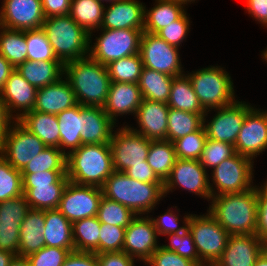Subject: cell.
<instances>
[{"label": "cell", "mask_w": 267, "mask_h": 266, "mask_svg": "<svg viewBox=\"0 0 267 266\" xmlns=\"http://www.w3.org/2000/svg\"><path fill=\"white\" fill-rule=\"evenodd\" d=\"M260 185L258 184L257 186L258 213L256 235L267 244V179Z\"/></svg>", "instance_id": "54"}, {"label": "cell", "mask_w": 267, "mask_h": 266, "mask_svg": "<svg viewBox=\"0 0 267 266\" xmlns=\"http://www.w3.org/2000/svg\"><path fill=\"white\" fill-rule=\"evenodd\" d=\"M68 182L67 175H63L52 185H35V188H23V195L31 209H57Z\"/></svg>", "instance_id": "33"}, {"label": "cell", "mask_w": 267, "mask_h": 266, "mask_svg": "<svg viewBox=\"0 0 267 266\" xmlns=\"http://www.w3.org/2000/svg\"><path fill=\"white\" fill-rule=\"evenodd\" d=\"M178 47L168 44L157 34L142 32L139 54L143 66L172 77L185 74Z\"/></svg>", "instance_id": "12"}, {"label": "cell", "mask_w": 267, "mask_h": 266, "mask_svg": "<svg viewBox=\"0 0 267 266\" xmlns=\"http://www.w3.org/2000/svg\"><path fill=\"white\" fill-rule=\"evenodd\" d=\"M98 1H100L103 4H104V2H106L105 4H108V3L111 4V3H114V2L119 1V0H98Z\"/></svg>", "instance_id": "70"}, {"label": "cell", "mask_w": 267, "mask_h": 266, "mask_svg": "<svg viewBox=\"0 0 267 266\" xmlns=\"http://www.w3.org/2000/svg\"><path fill=\"white\" fill-rule=\"evenodd\" d=\"M125 229L106 223L100 225L99 254L123 251Z\"/></svg>", "instance_id": "50"}, {"label": "cell", "mask_w": 267, "mask_h": 266, "mask_svg": "<svg viewBox=\"0 0 267 266\" xmlns=\"http://www.w3.org/2000/svg\"><path fill=\"white\" fill-rule=\"evenodd\" d=\"M66 164L67 156L59 148L47 147L25 166L21 174L66 171Z\"/></svg>", "instance_id": "41"}, {"label": "cell", "mask_w": 267, "mask_h": 266, "mask_svg": "<svg viewBox=\"0 0 267 266\" xmlns=\"http://www.w3.org/2000/svg\"><path fill=\"white\" fill-rule=\"evenodd\" d=\"M246 101L238 99L225 107L207 110L203 116V126L206 131L207 138L220 142H227L235 145L238 134L245 120L247 113L254 107ZM214 111L213 117L208 114Z\"/></svg>", "instance_id": "11"}, {"label": "cell", "mask_w": 267, "mask_h": 266, "mask_svg": "<svg viewBox=\"0 0 267 266\" xmlns=\"http://www.w3.org/2000/svg\"><path fill=\"white\" fill-rule=\"evenodd\" d=\"M245 4L249 16L267 29V0H245Z\"/></svg>", "instance_id": "59"}, {"label": "cell", "mask_w": 267, "mask_h": 266, "mask_svg": "<svg viewBox=\"0 0 267 266\" xmlns=\"http://www.w3.org/2000/svg\"><path fill=\"white\" fill-rule=\"evenodd\" d=\"M77 104L74 91L62 77L56 83L37 89L34 111L57 115Z\"/></svg>", "instance_id": "25"}, {"label": "cell", "mask_w": 267, "mask_h": 266, "mask_svg": "<svg viewBox=\"0 0 267 266\" xmlns=\"http://www.w3.org/2000/svg\"><path fill=\"white\" fill-rule=\"evenodd\" d=\"M16 70L37 89L59 81L64 75L61 61H28L19 64Z\"/></svg>", "instance_id": "29"}, {"label": "cell", "mask_w": 267, "mask_h": 266, "mask_svg": "<svg viewBox=\"0 0 267 266\" xmlns=\"http://www.w3.org/2000/svg\"><path fill=\"white\" fill-rule=\"evenodd\" d=\"M267 244L256 234L230 235L215 266H253Z\"/></svg>", "instance_id": "21"}, {"label": "cell", "mask_w": 267, "mask_h": 266, "mask_svg": "<svg viewBox=\"0 0 267 266\" xmlns=\"http://www.w3.org/2000/svg\"><path fill=\"white\" fill-rule=\"evenodd\" d=\"M254 162L251 158L235 153L223 160L209 173L211 197L242 193L255 185Z\"/></svg>", "instance_id": "7"}, {"label": "cell", "mask_w": 267, "mask_h": 266, "mask_svg": "<svg viewBox=\"0 0 267 266\" xmlns=\"http://www.w3.org/2000/svg\"><path fill=\"white\" fill-rule=\"evenodd\" d=\"M140 54L115 60L107 65L111 82L138 84L143 69Z\"/></svg>", "instance_id": "40"}, {"label": "cell", "mask_w": 267, "mask_h": 266, "mask_svg": "<svg viewBox=\"0 0 267 266\" xmlns=\"http://www.w3.org/2000/svg\"><path fill=\"white\" fill-rule=\"evenodd\" d=\"M253 266H267V248L256 259L255 264Z\"/></svg>", "instance_id": "66"}, {"label": "cell", "mask_w": 267, "mask_h": 266, "mask_svg": "<svg viewBox=\"0 0 267 266\" xmlns=\"http://www.w3.org/2000/svg\"><path fill=\"white\" fill-rule=\"evenodd\" d=\"M23 195L21 171L0 155V202Z\"/></svg>", "instance_id": "44"}, {"label": "cell", "mask_w": 267, "mask_h": 266, "mask_svg": "<svg viewBox=\"0 0 267 266\" xmlns=\"http://www.w3.org/2000/svg\"><path fill=\"white\" fill-rule=\"evenodd\" d=\"M207 135L204 126L173 141L177 159L199 160L204 150Z\"/></svg>", "instance_id": "45"}, {"label": "cell", "mask_w": 267, "mask_h": 266, "mask_svg": "<svg viewBox=\"0 0 267 266\" xmlns=\"http://www.w3.org/2000/svg\"><path fill=\"white\" fill-rule=\"evenodd\" d=\"M16 68L0 54V93L4 89L5 82Z\"/></svg>", "instance_id": "63"}, {"label": "cell", "mask_w": 267, "mask_h": 266, "mask_svg": "<svg viewBox=\"0 0 267 266\" xmlns=\"http://www.w3.org/2000/svg\"><path fill=\"white\" fill-rule=\"evenodd\" d=\"M97 258L98 266H136L135 262H137L124 251L104 252L97 254Z\"/></svg>", "instance_id": "56"}, {"label": "cell", "mask_w": 267, "mask_h": 266, "mask_svg": "<svg viewBox=\"0 0 267 266\" xmlns=\"http://www.w3.org/2000/svg\"><path fill=\"white\" fill-rule=\"evenodd\" d=\"M235 153L234 145L207 138L199 162L210 172V169L213 170L223 160L233 156Z\"/></svg>", "instance_id": "48"}, {"label": "cell", "mask_w": 267, "mask_h": 266, "mask_svg": "<svg viewBox=\"0 0 267 266\" xmlns=\"http://www.w3.org/2000/svg\"><path fill=\"white\" fill-rule=\"evenodd\" d=\"M14 256L15 254H13L12 252L0 250V266H9Z\"/></svg>", "instance_id": "64"}, {"label": "cell", "mask_w": 267, "mask_h": 266, "mask_svg": "<svg viewBox=\"0 0 267 266\" xmlns=\"http://www.w3.org/2000/svg\"><path fill=\"white\" fill-rule=\"evenodd\" d=\"M115 128L110 140L113 169L124 172L138 164H148L146 159L150 148V140L132 130L128 125Z\"/></svg>", "instance_id": "10"}, {"label": "cell", "mask_w": 267, "mask_h": 266, "mask_svg": "<svg viewBox=\"0 0 267 266\" xmlns=\"http://www.w3.org/2000/svg\"><path fill=\"white\" fill-rule=\"evenodd\" d=\"M42 29L63 64L89 56L90 34L69 15L45 18Z\"/></svg>", "instance_id": "5"}, {"label": "cell", "mask_w": 267, "mask_h": 266, "mask_svg": "<svg viewBox=\"0 0 267 266\" xmlns=\"http://www.w3.org/2000/svg\"><path fill=\"white\" fill-rule=\"evenodd\" d=\"M102 188L68 182L57 208L71 223L97 215Z\"/></svg>", "instance_id": "15"}, {"label": "cell", "mask_w": 267, "mask_h": 266, "mask_svg": "<svg viewBox=\"0 0 267 266\" xmlns=\"http://www.w3.org/2000/svg\"><path fill=\"white\" fill-rule=\"evenodd\" d=\"M63 77L71 85L77 103L104 107L111 84L107 66L88 56L65 63Z\"/></svg>", "instance_id": "2"}, {"label": "cell", "mask_w": 267, "mask_h": 266, "mask_svg": "<svg viewBox=\"0 0 267 266\" xmlns=\"http://www.w3.org/2000/svg\"><path fill=\"white\" fill-rule=\"evenodd\" d=\"M188 230L193 236L201 262L214 265L222 256L230 234L208 211L200 215L191 213Z\"/></svg>", "instance_id": "9"}, {"label": "cell", "mask_w": 267, "mask_h": 266, "mask_svg": "<svg viewBox=\"0 0 267 266\" xmlns=\"http://www.w3.org/2000/svg\"><path fill=\"white\" fill-rule=\"evenodd\" d=\"M144 6L145 3L138 0H119L105 5L101 28L144 29Z\"/></svg>", "instance_id": "23"}, {"label": "cell", "mask_w": 267, "mask_h": 266, "mask_svg": "<svg viewBox=\"0 0 267 266\" xmlns=\"http://www.w3.org/2000/svg\"><path fill=\"white\" fill-rule=\"evenodd\" d=\"M176 159L173 142L168 140H150L146 161L163 182L170 176Z\"/></svg>", "instance_id": "37"}, {"label": "cell", "mask_w": 267, "mask_h": 266, "mask_svg": "<svg viewBox=\"0 0 267 266\" xmlns=\"http://www.w3.org/2000/svg\"><path fill=\"white\" fill-rule=\"evenodd\" d=\"M145 266H198L195 262L178 255L174 251L159 246L151 255Z\"/></svg>", "instance_id": "53"}, {"label": "cell", "mask_w": 267, "mask_h": 266, "mask_svg": "<svg viewBox=\"0 0 267 266\" xmlns=\"http://www.w3.org/2000/svg\"><path fill=\"white\" fill-rule=\"evenodd\" d=\"M20 228L0 227V250L18 255Z\"/></svg>", "instance_id": "57"}, {"label": "cell", "mask_w": 267, "mask_h": 266, "mask_svg": "<svg viewBox=\"0 0 267 266\" xmlns=\"http://www.w3.org/2000/svg\"><path fill=\"white\" fill-rule=\"evenodd\" d=\"M114 172L107 144H84L67 156L66 174L70 182L102 188Z\"/></svg>", "instance_id": "4"}, {"label": "cell", "mask_w": 267, "mask_h": 266, "mask_svg": "<svg viewBox=\"0 0 267 266\" xmlns=\"http://www.w3.org/2000/svg\"><path fill=\"white\" fill-rule=\"evenodd\" d=\"M124 173L141 182L164 183L148 164H138L128 168Z\"/></svg>", "instance_id": "58"}, {"label": "cell", "mask_w": 267, "mask_h": 266, "mask_svg": "<svg viewBox=\"0 0 267 266\" xmlns=\"http://www.w3.org/2000/svg\"><path fill=\"white\" fill-rule=\"evenodd\" d=\"M62 266H98L97 254L94 252L72 251Z\"/></svg>", "instance_id": "60"}, {"label": "cell", "mask_w": 267, "mask_h": 266, "mask_svg": "<svg viewBox=\"0 0 267 266\" xmlns=\"http://www.w3.org/2000/svg\"><path fill=\"white\" fill-rule=\"evenodd\" d=\"M167 236L169 243L160 245L165 250L174 251L178 255L195 262L198 266L204 265L199 259L193 236L188 228L183 232L171 233Z\"/></svg>", "instance_id": "47"}, {"label": "cell", "mask_w": 267, "mask_h": 266, "mask_svg": "<svg viewBox=\"0 0 267 266\" xmlns=\"http://www.w3.org/2000/svg\"><path fill=\"white\" fill-rule=\"evenodd\" d=\"M66 171H44L32 174H22L23 188H35V185L55 184Z\"/></svg>", "instance_id": "55"}, {"label": "cell", "mask_w": 267, "mask_h": 266, "mask_svg": "<svg viewBox=\"0 0 267 266\" xmlns=\"http://www.w3.org/2000/svg\"><path fill=\"white\" fill-rule=\"evenodd\" d=\"M81 143L107 144L110 143L116 125L102 107L82 106Z\"/></svg>", "instance_id": "24"}, {"label": "cell", "mask_w": 267, "mask_h": 266, "mask_svg": "<svg viewBox=\"0 0 267 266\" xmlns=\"http://www.w3.org/2000/svg\"><path fill=\"white\" fill-rule=\"evenodd\" d=\"M173 78L165 73L143 67L138 83L143 99L167 103Z\"/></svg>", "instance_id": "35"}, {"label": "cell", "mask_w": 267, "mask_h": 266, "mask_svg": "<svg viewBox=\"0 0 267 266\" xmlns=\"http://www.w3.org/2000/svg\"><path fill=\"white\" fill-rule=\"evenodd\" d=\"M150 215H136L125 229L123 251L143 265L161 245Z\"/></svg>", "instance_id": "16"}, {"label": "cell", "mask_w": 267, "mask_h": 266, "mask_svg": "<svg viewBox=\"0 0 267 266\" xmlns=\"http://www.w3.org/2000/svg\"><path fill=\"white\" fill-rule=\"evenodd\" d=\"M203 126V116L169 108L167 140H174L199 130Z\"/></svg>", "instance_id": "39"}, {"label": "cell", "mask_w": 267, "mask_h": 266, "mask_svg": "<svg viewBox=\"0 0 267 266\" xmlns=\"http://www.w3.org/2000/svg\"><path fill=\"white\" fill-rule=\"evenodd\" d=\"M235 151L253 161L267 150V110L255 106L247 113L242 124Z\"/></svg>", "instance_id": "17"}, {"label": "cell", "mask_w": 267, "mask_h": 266, "mask_svg": "<svg viewBox=\"0 0 267 266\" xmlns=\"http://www.w3.org/2000/svg\"><path fill=\"white\" fill-rule=\"evenodd\" d=\"M167 104L169 108L201 114L202 116L206 113L186 73L173 78Z\"/></svg>", "instance_id": "32"}, {"label": "cell", "mask_w": 267, "mask_h": 266, "mask_svg": "<svg viewBox=\"0 0 267 266\" xmlns=\"http://www.w3.org/2000/svg\"><path fill=\"white\" fill-rule=\"evenodd\" d=\"M69 253L68 249L44 246L27 258L31 266H62Z\"/></svg>", "instance_id": "51"}, {"label": "cell", "mask_w": 267, "mask_h": 266, "mask_svg": "<svg viewBox=\"0 0 267 266\" xmlns=\"http://www.w3.org/2000/svg\"><path fill=\"white\" fill-rule=\"evenodd\" d=\"M56 116L60 128V150L68 156L82 145L81 104L77 103Z\"/></svg>", "instance_id": "31"}, {"label": "cell", "mask_w": 267, "mask_h": 266, "mask_svg": "<svg viewBox=\"0 0 267 266\" xmlns=\"http://www.w3.org/2000/svg\"><path fill=\"white\" fill-rule=\"evenodd\" d=\"M45 210L30 209L20 226L18 256L28 257L45 246Z\"/></svg>", "instance_id": "26"}, {"label": "cell", "mask_w": 267, "mask_h": 266, "mask_svg": "<svg viewBox=\"0 0 267 266\" xmlns=\"http://www.w3.org/2000/svg\"><path fill=\"white\" fill-rule=\"evenodd\" d=\"M173 208H167L166 212L158 215L157 217H152L153 215H150L158 236L183 232L188 228V220L191 214L185 213L186 215L182 217L179 213V208L177 206H173ZM179 216L182 218L180 219ZM179 221H181L183 225H181Z\"/></svg>", "instance_id": "46"}, {"label": "cell", "mask_w": 267, "mask_h": 266, "mask_svg": "<svg viewBox=\"0 0 267 266\" xmlns=\"http://www.w3.org/2000/svg\"><path fill=\"white\" fill-rule=\"evenodd\" d=\"M46 18L69 15L71 0H41Z\"/></svg>", "instance_id": "61"}, {"label": "cell", "mask_w": 267, "mask_h": 266, "mask_svg": "<svg viewBox=\"0 0 267 266\" xmlns=\"http://www.w3.org/2000/svg\"><path fill=\"white\" fill-rule=\"evenodd\" d=\"M15 120L9 115L5 103L0 95V143Z\"/></svg>", "instance_id": "62"}, {"label": "cell", "mask_w": 267, "mask_h": 266, "mask_svg": "<svg viewBox=\"0 0 267 266\" xmlns=\"http://www.w3.org/2000/svg\"><path fill=\"white\" fill-rule=\"evenodd\" d=\"M176 1H181V2L185 3V4L187 5V7H188V5L191 4V3H196V2H195L196 0H176ZM197 1H198V0H197Z\"/></svg>", "instance_id": "69"}, {"label": "cell", "mask_w": 267, "mask_h": 266, "mask_svg": "<svg viewBox=\"0 0 267 266\" xmlns=\"http://www.w3.org/2000/svg\"><path fill=\"white\" fill-rule=\"evenodd\" d=\"M261 58H262V60H264L265 61V63H267V47H266V49H264L263 51H261Z\"/></svg>", "instance_id": "68"}, {"label": "cell", "mask_w": 267, "mask_h": 266, "mask_svg": "<svg viewBox=\"0 0 267 266\" xmlns=\"http://www.w3.org/2000/svg\"><path fill=\"white\" fill-rule=\"evenodd\" d=\"M202 107L207 111L234 103L238 98L231 75L225 67L208 66L186 74Z\"/></svg>", "instance_id": "6"}, {"label": "cell", "mask_w": 267, "mask_h": 266, "mask_svg": "<svg viewBox=\"0 0 267 266\" xmlns=\"http://www.w3.org/2000/svg\"><path fill=\"white\" fill-rule=\"evenodd\" d=\"M47 146L19 121H14L2 142L0 155L15 169L22 171L25 166Z\"/></svg>", "instance_id": "13"}, {"label": "cell", "mask_w": 267, "mask_h": 266, "mask_svg": "<svg viewBox=\"0 0 267 266\" xmlns=\"http://www.w3.org/2000/svg\"><path fill=\"white\" fill-rule=\"evenodd\" d=\"M25 31L0 26V54L15 68L27 60Z\"/></svg>", "instance_id": "38"}, {"label": "cell", "mask_w": 267, "mask_h": 266, "mask_svg": "<svg viewBox=\"0 0 267 266\" xmlns=\"http://www.w3.org/2000/svg\"><path fill=\"white\" fill-rule=\"evenodd\" d=\"M45 246L75 251L72 238V223L58 209L45 210Z\"/></svg>", "instance_id": "28"}, {"label": "cell", "mask_w": 267, "mask_h": 266, "mask_svg": "<svg viewBox=\"0 0 267 266\" xmlns=\"http://www.w3.org/2000/svg\"><path fill=\"white\" fill-rule=\"evenodd\" d=\"M102 190L104 197L121 203L135 215H150L165 198L164 183L141 182L117 171L106 179Z\"/></svg>", "instance_id": "3"}, {"label": "cell", "mask_w": 267, "mask_h": 266, "mask_svg": "<svg viewBox=\"0 0 267 266\" xmlns=\"http://www.w3.org/2000/svg\"><path fill=\"white\" fill-rule=\"evenodd\" d=\"M36 94L37 88L28 83L16 69L10 74L0 93L9 115L15 121L33 110Z\"/></svg>", "instance_id": "20"}, {"label": "cell", "mask_w": 267, "mask_h": 266, "mask_svg": "<svg viewBox=\"0 0 267 266\" xmlns=\"http://www.w3.org/2000/svg\"><path fill=\"white\" fill-rule=\"evenodd\" d=\"M100 225L101 223L96 216L72 223V238L75 251L99 254Z\"/></svg>", "instance_id": "36"}, {"label": "cell", "mask_w": 267, "mask_h": 266, "mask_svg": "<svg viewBox=\"0 0 267 266\" xmlns=\"http://www.w3.org/2000/svg\"><path fill=\"white\" fill-rule=\"evenodd\" d=\"M154 6H144V32L156 34L178 20L186 12V4L176 0H155Z\"/></svg>", "instance_id": "27"}, {"label": "cell", "mask_w": 267, "mask_h": 266, "mask_svg": "<svg viewBox=\"0 0 267 266\" xmlns=\"http://www.w3.org/2000/svg\"><path fill=\"white\" fill-rule=\"evenodd\" d=\"M28 61H60L42 28L25 30Z\"/></svg>", "instance_id": "43"}, {"label": "cell", "mask_w": 267, "mask_h": 266, "mask_svg": "<svg viewBox=\"0 0 267 266\" xmlns=\"http://www.w3.org/2000/svg\"><path fill=\"white\" fill-rule=\"evenodd\" d=\"M209 172L199 160L176 159L170 176L164 182V196L175 189L186 190L198 197L210 201Z\"/></svg>", "instance_id": "14"}, {"label": "cell", "mask_w": 267, "mask_h": 266, "mask_svg": "<svg viewBox=\"0 0 267 266\" xmlns=\"http://www.w3.org/2000/svg\"><path fill=\"white\" fill-rule=\"evenodd\" d=\"M144 29H97L94 42L90 39L89 56L107 66L111 62L139 53Z\"/></svg>", "instance_id": "8"}, {"label": "cell", "mask_w": 267, "mask_h": 266, "mask_svg": "<svg viewBox=\"0 0 267 266\" xmlns=\"http://www.w3.org/2000/svg\"><path fill=\"white\" fill-rule=\"evenodd\" d=\"M21 223L17 221L0 220V227L20 228Z\"/></svg>", "instance_id": "67"}, {"label": "cell", "mask_w": 267, "mask_h": 266, "mask_svg": "<svg viewBox=\"0 0 267 266\" xmlns=\"http://www.w3.org/2000/svg\"><path fill=\"white\" fill-rule=\"evenodd\" d=\"M136 215L126 206L116 201L102 197L97 211L100 223L127 228Z\"/></svg>", "instance_id": "42"}, {"label": "cell", "mask_w": 267, "mask_h": 266, "mask_svg": "<svg viewBox=\"0 0 267 266\" xmlns=\"http://www.w3.org/2000/svg\"><path fill=\"white\" fill-rule=\"evenodd\" d=\"M105 4L98 0H71L69 16L90 34L101 28Z\"/></svg>", "instance_id": "34"}, {"label": "cell", "mask_w": 267, "mask_h": 266, "mask_svg": "<svg viewBox=\"0 0 267 266\" xmlns=\"http://www.w3.org/2000/svg\"><path fill=\"white\" fill-rule=\"evenodd\" d=\"M187 11L176 21L159 30L156 34L168 44L182 47V43L187 40L188 33H190L191 23Z\"/></svg>", "instance_id": "49"}, {"label": "cell", "mask_w": 267, "mask_h": 266, "mask_svg": "<svg viewBox=\"0 0 267 266\" xmlns=\"http://www.w3.org/2000/svg\"><path fill=\"white\" fill-rule=\"evenodd\" d=\"M18 121L47 147L60 149V128L56 115L31 110Z\"/></svg>", "instance_id": "30"}, {"label": "cell", "mask_w": 267, "mask_h": 266, "mask_svg": "<svg viewBox=\"0 0 267 266\" xmlns=\"http://www.w3.org/2000/svg\"><path fill=\"white\" fill-rule=\"evenodd\" d=\"M168 111L167 103L143 99L134 116L138 126L126 125L148 140H167Z\"/></svg>", "instance_id": "19"}, {"label": "cell", "mask_w": 267, "mask_h": 266, "mask_svg": "<svg viewBox=\"0 0 267 266\" xmlns=\"http://www.w3.org/2000/svg\"><path fill=\"white\" fill-rule=\"evenodd\" d=\"M9 266H31L27 257L15 255Z\"/></svg>", "instance_id": "65"}, {"label": "cell", "mask_w": 267, "mask_h": 266, "mask_svg": "<svg viewBox=\"0 0 267 266\" xmlns=\"http://www.w3.org/2000/svg\"><path fill=\"white\" fill-rule=\"evenodd\" d=\"M207 211L230 234H256L257 185L242 193L211 197Z\"/></svg>", "instance_id": "1"}, {"label": "cell", "mask_w": 267, "mask_h": 266, "mask_svg": "<svg viewBox=\"0 0 267 266\" xmlns=\"http://www.w3.org/2000/svg\"><path fill=\"white\" fill-rule=\"evenodd\" d=\"M30 209L24 195L2 201L0 202V220L22 223Z\"/></svg>", "instance_id": "52"}, {"label": "cell", "mask_w": 267, "mask_h": 266, "mask_svg": "<svg viewBox=\"0 0 267 266\" xmlns=\"http://www.w3.org/2000/svg\"><path fill=\"white\" fill-rule=\"evenodd\" d=\"M143 97L139 84L111 82L104 111L110 119L119 124L118 117L135 116ZM118 122V123H117Z\"/></svg>", "instance_id": "22"}, {"label": "cell", "mask_w": 267, "mask_h": 266, "mask_svg": "<svg viewBox=\"0 0 267 266\" xmlns=\"http://www.w3.org/2000/svg\"><path fill=\"white\" fill-rule=\"evenodd\" d=\"M201 266H215V265H208V264H204V265H201Z\"/></svg>", "instance_id": "71"}, {"label": "cell", "mask_w": 267, "mask_h": 266, "mask_svg": "<svg viewBox=\"0 0 267 266\" xmlns=\"http://www.w3.org/2000/svg\"><path fill=\"white\" fill-rule=\"evenodd\" d=\"M41 0H3L0 26L13 30L42 28L45 20Z\"/></svg>", "instance_id": "18"}]
</instances>
